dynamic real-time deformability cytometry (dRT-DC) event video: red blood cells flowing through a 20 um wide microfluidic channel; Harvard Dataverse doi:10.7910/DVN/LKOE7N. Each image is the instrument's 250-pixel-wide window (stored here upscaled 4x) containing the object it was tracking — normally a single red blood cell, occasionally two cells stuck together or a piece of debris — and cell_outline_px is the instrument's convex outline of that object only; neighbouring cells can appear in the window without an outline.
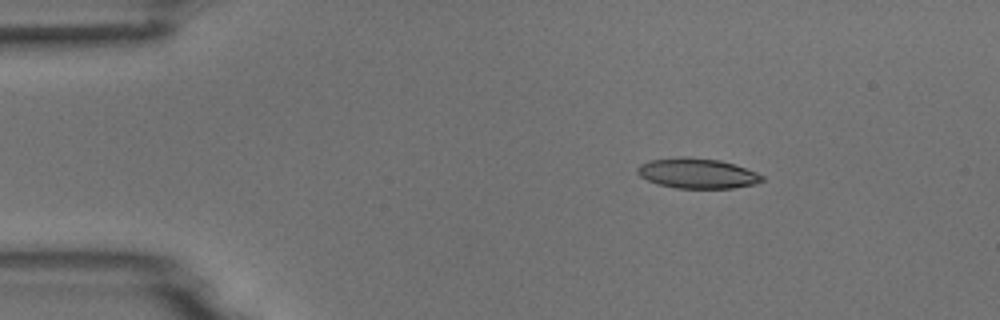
{"species": "common noctule bat (a hibernating species)", "species_latin": "Nyctalus noctula", "temperature_condition": "room temperature", "stored_images_in_passage": 4, "camera_frame_rate_fps": 3000, "um_per_image_px": 0.085, "animal": {"sex": "male", "body_mass_g": 18.8}, "frame": {"image": 1, "passage_image": 2, "time_ms": 1.0, "image_size_px": [1000, 320], "cell_outline_px": [[764, 180], [756, 184], [732, 188], [676, 188], [656, 184], [640, 176], [636, 172], [636, 168], [640, 164], [652, 160], [684, 156], [688, 156], [720, 160], [756, 172], [764, 176]], "centroid_in_image_um": [59.25, 14.73], "position_along_channel_um": 25.7, "area_um2": 21.91}}